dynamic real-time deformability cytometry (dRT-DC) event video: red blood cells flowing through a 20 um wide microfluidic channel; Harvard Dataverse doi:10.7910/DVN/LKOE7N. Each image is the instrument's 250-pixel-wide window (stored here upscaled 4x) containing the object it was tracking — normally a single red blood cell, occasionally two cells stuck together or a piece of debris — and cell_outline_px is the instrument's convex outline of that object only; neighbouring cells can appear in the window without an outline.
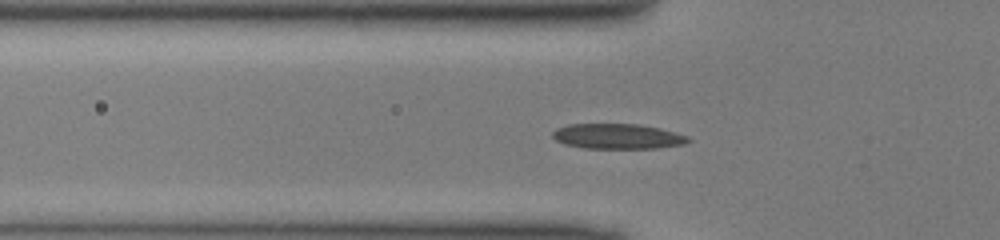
{"species": "common noctule bat (a hibernating species)", "species_latin": "Nyctalus noctula", "temperature_condition": "cold", "stored_images_in_passage": 42, "camera_frame_rate_fps": 3000, "um_per_image_px": 0.085, "animal": {"sex": "male", "body_mass_g": 13.0, "forearm_length_mm": 53.1}, "frame": {"image": 1, "passage_image": 8, "time_ms": 2.333, "image_size_px": [1000, 240], "cell_outline_px": [[692, 140], [684, 144], [656, 148], [584, 148], [564, 144], [556, 140], [552, 136], [552, 132], [556, 128], [568, 124], [640, 124], [660, 128], [676, 132], [688, 136]], "centroid_in_image_um": [52.5, 11.58], "position_along_channel_um": 73.3, "area_um2": 20.0}}
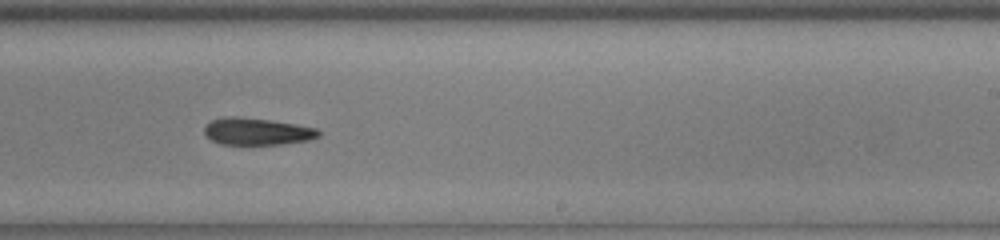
{"frame": {"image": 2, "passage_image": 22, "time_ms": 7.0, "image_size_px": [1000, 240], "cell_outline_px": [[320, 136], [308, 140], [284, 144], [220, 144], [204, 136], [204, 128], [212, 120], [228, 116], [236, 116], [268, 120], [296, 124], [316, 128], [320, 132]], "centroid_in_image_um": [21.83, 11.18], "position_along_channel_um": 267.2, "area_um2": 17.92}}
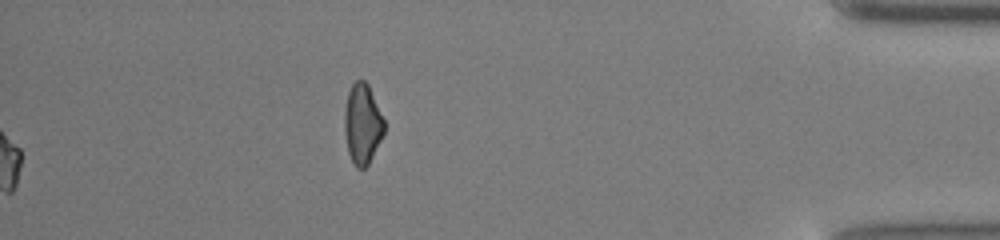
{"frame": {"image": 3, "passage_image": 42, "time_ms": 13.667, "image_size_px": [1000, 240], "cell_outline_px": [[384, 132], [368, 164], [364, 168], [356, 168], [348, 152], [344, 132], [344, 108], [348, 92], [352, 84], [356, 80], [364, 80], [368, 84], [384, 120]], "centroid_in_image_um": [30.78, 10.51], "position_along_channel_um": 404.4, "area_um2": 18.38}}